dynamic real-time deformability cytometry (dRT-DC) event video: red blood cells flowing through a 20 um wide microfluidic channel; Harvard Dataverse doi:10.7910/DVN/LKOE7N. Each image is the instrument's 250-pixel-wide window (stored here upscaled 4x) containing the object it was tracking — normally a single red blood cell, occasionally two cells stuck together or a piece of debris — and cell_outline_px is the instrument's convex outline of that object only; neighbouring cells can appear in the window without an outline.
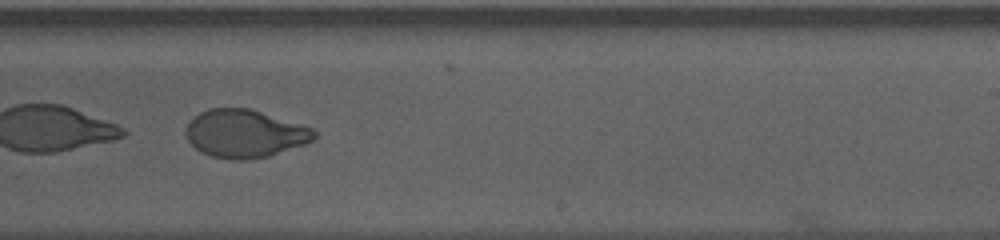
{"species": "human", "species_latin": "Homo sapiens", "temperature_condition": "cold", "stored_images_in_passage": 33, "camera_frame_rate_fps": 3000, "um_per_image_px": 0.085, "donor": {"sex": "male"}, "frame": {"image": 1, "passage_image": 19, "time_ms": 6.0, "image_size_px": [1000, 240], "cell_outline_px": [[316, 136], [312, 140], [304, 144], [268, 156], [248, 160], [232, 160], [212, 156], [200, 152], [188, 140], [184, 132], [184, 128], [200, 112], [208, 108], [248, 108], [300, 124], [312, 128], [316, 132]], "centroid_in_image_um": [20.77, 11.36], "position_along_channel_um": 268.2, "area_um2": 35.6}, "authors_computed_cell_mechanics": {"area_um2": 36.2406, "velocity_mm_per_s": 3.542, "shape_relaxation_time_tau1_ms": 1.6374, "shape_relaxation_time_tau2_ms": 0.9831, "deformation_change_tau1": 0.3319, "deformation_change_tau2": 0.0469}}